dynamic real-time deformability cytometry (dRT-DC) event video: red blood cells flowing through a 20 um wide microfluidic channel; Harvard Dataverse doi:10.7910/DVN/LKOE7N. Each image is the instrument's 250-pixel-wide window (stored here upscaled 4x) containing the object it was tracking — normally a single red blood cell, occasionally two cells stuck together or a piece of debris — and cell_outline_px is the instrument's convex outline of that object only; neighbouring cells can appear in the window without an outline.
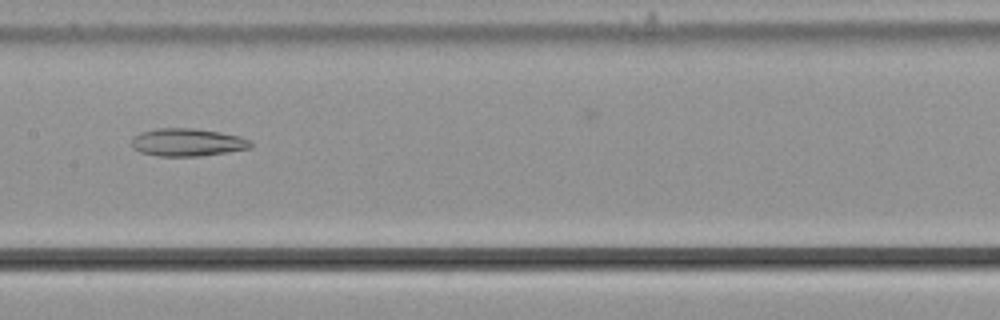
{"species": "common noctule bat (a hibernating species)", "species_latin": "Nyctalus noctula", "temperature_condition": "cold", "stored_images_in_passage": 54, "camera_frame_rate_fps": 3000, "um_per_image_px": 0.085, "animal": {"sex": "male", "body_mass_g": 21.5, "forearm_length_mm": 52.0}, "frame": {"image": 1, "passage_image": 28, "time_ms": 9.0, "image_size_px": [1000, 320], "cell_outline_px": [[252, 148], [228, 152], [200, 156], [156, 156], [140, 152], [132, 148], [132, 140], [140, 132], [156, 128], [196, 128], [220, 132], [240, 136], [252, 140]], "centroid_in_image_um": [15.96, 12.1], "position_along_channel_um": 191.4, "area_um2": 19.48}}
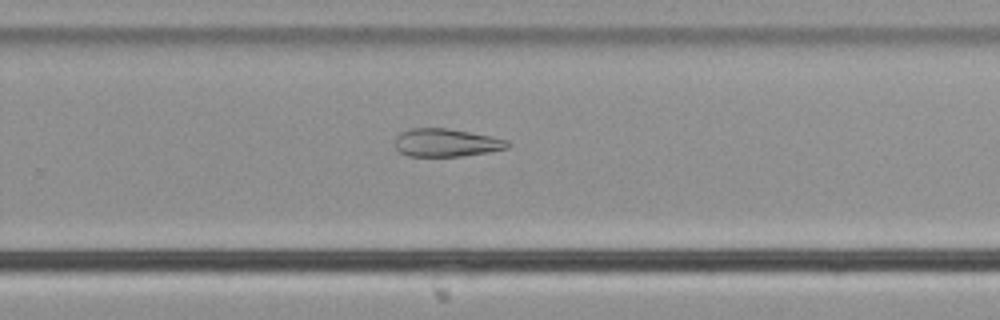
{"frame": {"image": 2, "passage_image": 36, "time_ms": 11.667, "image_size_px": [1000, 320], "cell_outline_px": [[508, 148], [488, 152], [460, 156], [408, 156], [400, 152], [396, 148], [396, 136], [400, 132], [412, 128], [444, 128], [492, 136], [508, 140]], "centroid_in_image_um": [37.91, 12.13], "position_along_channel_um": 291.9, "area_um2": 18.21}}
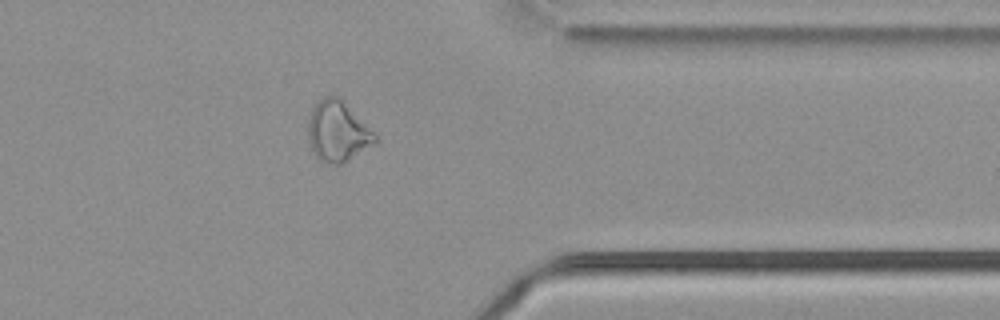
{"frame": {"image": 3, "passage_image": 44, "time_ms": 14.333, "image_size_px": [1000, 320], "cell_outline_px": [[376, 140], [372, 144], [344, 164], [328, 164], [320, 160], [316, 156], [308, 140], [308, 120], [312, 108], [316, 100], [324, 96], [340, 96], [376, 136]], "centroid_in_image_um": [28.65, 11.15], "position_along_channel_um": 382.7, "area_um2": 23.47}}